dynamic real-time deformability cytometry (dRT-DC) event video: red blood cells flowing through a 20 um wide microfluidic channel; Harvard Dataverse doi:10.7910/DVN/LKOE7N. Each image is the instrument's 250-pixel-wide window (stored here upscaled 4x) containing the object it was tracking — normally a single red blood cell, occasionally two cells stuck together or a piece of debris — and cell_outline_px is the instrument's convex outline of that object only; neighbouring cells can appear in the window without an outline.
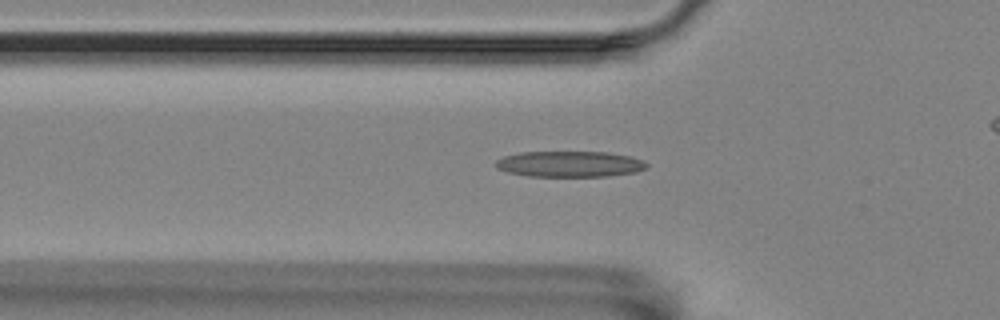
{"species": "Egyptian fruit bat (a non-hibernating species)", "species_latin": "Rousettus aegyptiacus", "temperature_condition": "room temperature", "stored_images_in_passage": 39, "camera_frame_rate_fps": 3000, "um_per_image_px": 0.085, "animal": {"sex": "female"}, "frame": {"image": 1, "passage_image": 8, "time_ms": 2.333, "image_size_px": [1000, 320], "cell_outline_px": [[648, 168], [636, 172], [608, 176], [528, 176], [508, 172], [496, 168], [496, 160], [504, 156], [520, 152], [608, 152], [632, 156], [644, 160], [648, 164]], "centroid_in_image_um": [48.47, 13.94], "position_along_channel_um": 77.3, "area_um2": 22.89}}
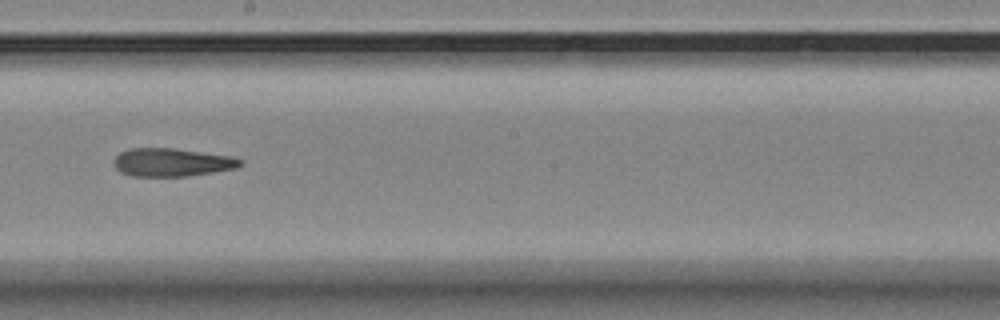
{"frame": {"image": 2, "passage_image": 21, "time_ms": 6.667, "image_size_px": [1000, 320], "cell_outline_px": [[244, 164], [236, 168], [212, 172], [184, 176], [132, 176], [120, 172], [112, 164], [116, 156], [120, 152], [132, 148], [172, 148], [228, 156], [240, 160]], "centroid_in_image_um": [14.55, 13.8], "position_along_channel_um": 233.7, "area_um2": 20.46}}
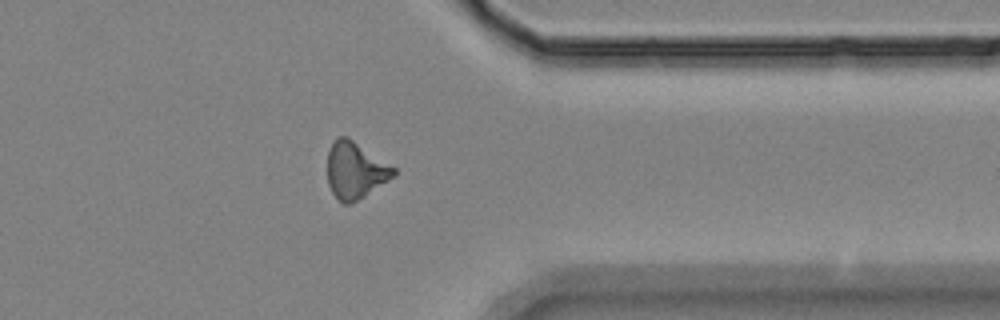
{"frame": {"image": 3, "passage_image": 34, "time_ms": 11.0, "image_size_px": [1000, 320], "cell_outline_px": [[396, 176], [352, 204], [344, 204], [332, 192], [328, 184], [328, 152], [336, 136], [348, 136], [396, 168]], "centroid_in_image_um": [30.22, 14.47], "position_along_channel_um": 381.2, "area_um2": 21.96}, "authors_computed_cell_mechanics": {"area_um2": 21.3282, "velocity_mm_per_s": 3.5765, "shape_relaxation_time_tau1_ms": null, "shape_relaxation_time_tau2_ms": 6.9071, "deformation_change_tau1": null, "deformation_change_tau2": 0.196}}